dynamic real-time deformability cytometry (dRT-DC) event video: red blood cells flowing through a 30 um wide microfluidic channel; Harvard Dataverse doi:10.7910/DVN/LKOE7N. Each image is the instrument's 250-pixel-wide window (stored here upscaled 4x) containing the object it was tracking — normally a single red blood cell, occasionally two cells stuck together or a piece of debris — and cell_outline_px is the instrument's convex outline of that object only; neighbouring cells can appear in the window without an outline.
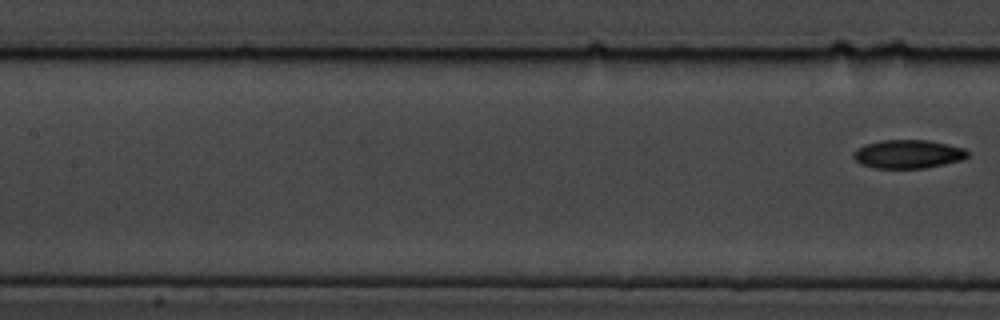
{"species": "common noctule bat (a hibernating species)", "species_latin": "Nyctalus noctula", "temperature_condition": "cold", "stored_images_in_passage": 7, "segment_of_instrument_passage": [2, 2], "camera_frame_rate_fps": 3000, "um_per_image_px": 0.085, "animal": {"sex": "male", "body_mass_g": 19.5, "forearm_length_mm": 54.6}, "frame": {"image": 1, "passage_image": 7, "time_ms": 7.667, "image_size_px": [1000, 320], "cell_outline_px": [[968, 156], [960, 160], [924, 168], [876, 168], [860, 164], [852, 156], [852, 152], [856, 148], [864, 144], [880, 140], [928, 140], [948, 144], [964, 148], [968, 152]], "centroid_in_image_um": [77.13, 13.08], "position_along_channel_um": 130.3, "area_um2": 19.02}}